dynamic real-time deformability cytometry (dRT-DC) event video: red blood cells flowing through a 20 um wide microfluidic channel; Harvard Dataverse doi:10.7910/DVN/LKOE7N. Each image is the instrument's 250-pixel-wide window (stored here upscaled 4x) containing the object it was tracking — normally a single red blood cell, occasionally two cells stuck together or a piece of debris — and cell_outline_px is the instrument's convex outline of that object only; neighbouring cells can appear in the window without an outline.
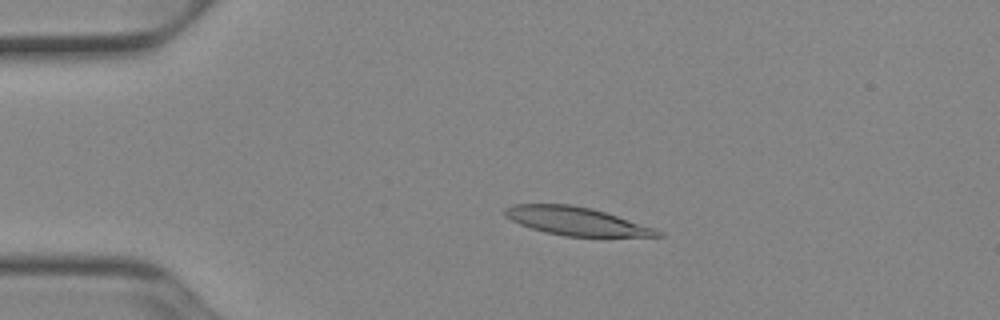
{"species": "Egyptian fruit bat (a non-hibernating species)", "species_latin": "Rousettus aegyptiacus", "temperature_condition": "cold", "stored_images_in_passage": 49, "camera_frame_rate_fps": 3000, "um_per_image_px": 0.085, "animal": {"sex": "female"}, "frame": {"image": 1, "passage_image": 8, "time_ms": 2.333, "image_size_px": [1000, 320], "cell_outline_px": [[664, 236], [564, 236], [544, 232], [520, 224], [504, 216], [504, 208], [512, 204], [568, 204], [592, 208], [656, 228], [664, 232]], "centroid_in_image_um": [48.98, 18.79], "position_along_channel_um": 36.0, "area_um2": 25.03}}
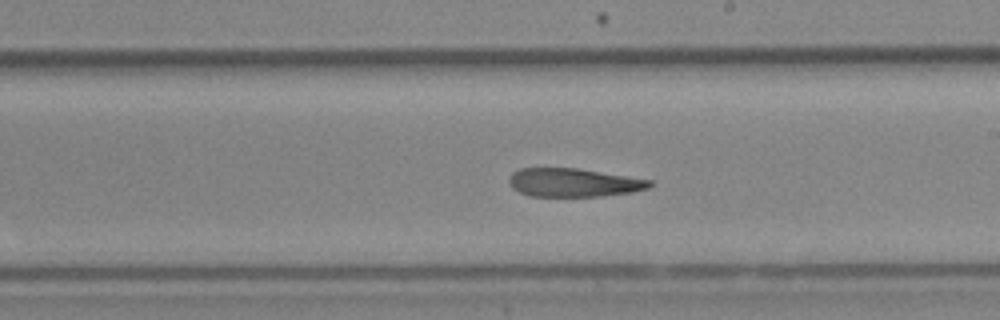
{"frame": {"image": 2, "passage_image": 27, "time_ms": 8.667, "image_size_px": [1000, 320], "cell_outline_px": [[652, 184], [648, 188], [632, 192], [600, 196], [528, 196], [512, 188], [508, 180], [512, 172], [520, 168], [576, 168], [652, 180]], "centroid_in_image_um": [48.72, 15.52], "position_along_channel_um": 240.3, "area_um2": 23.24}}
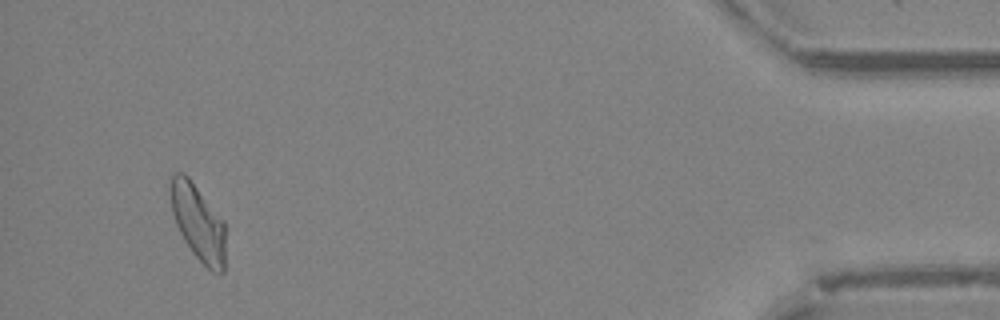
{"frame": {"image": 3, "passage_image": 46, "time_ms": 15.0, "image_size_px": [1000, 320], "cell_outline_px": [[224, 272], [212, 272], [192, 252], [184, 240], [176, 224], [172, 212], [168, 192], [168, 184], [172, 172], [184, 172], [188, 176], [224, 220]], "centroid_in_image_um": [16.79, 18.83], "position_along_channel_um": 418.4, "area_um2": 24.62}, "authors_computed_cell_mechanics": {"area_um2": 25.2008, "velocity_mm_per_s": 3.9075, "shape_relaxation_time_tau1_ms": 10.4514, "shape_relaxation_time_tau2_ms": 6.323, "deformation_change_tau1": 0.2725, "deformation_change_tau2": 0.1876}}